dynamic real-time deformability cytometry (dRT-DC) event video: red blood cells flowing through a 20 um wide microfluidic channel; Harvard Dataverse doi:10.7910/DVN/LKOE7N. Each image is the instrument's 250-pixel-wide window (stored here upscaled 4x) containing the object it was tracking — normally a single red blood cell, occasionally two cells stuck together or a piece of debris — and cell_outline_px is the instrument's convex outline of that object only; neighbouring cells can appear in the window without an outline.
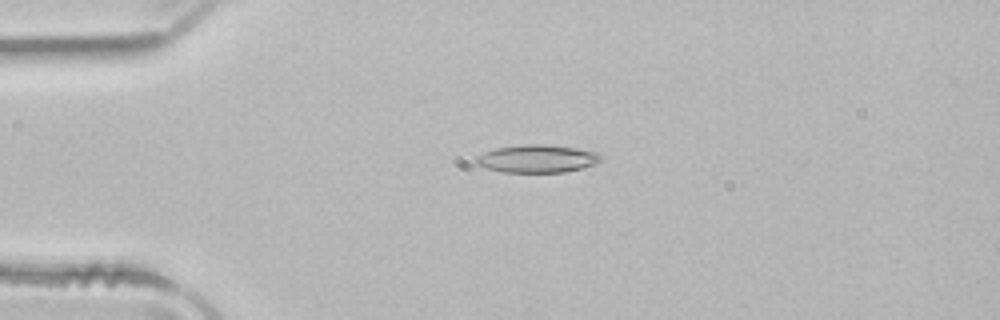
{"species": "common noctule bat (a hibernating species)", "species_latin": "Nyctalus noctula", "temperature_condition": "room temperature", "stored_images_in_passage": 48, "camera_frame_rate_fps": 3000, "um_per_image_px": 0.085, "animal": {"sex": "male", "body_mass_g": 21.5, "forearm_length_mm": 52.0}, "frame": {"image": 1, "passage_image": 9, "time_ms": 2.667, "image_size_px": [1000, 320], "cell_outline_px": [[600, 160], [596, 164], [564, 172], [504, 172], [488, 168], [476, 164], [472, 160], [476, 156], [484, 152], [496, 148], [520, 144], [544, 144], [576, 148], [596, 152], [600, 156]], "centroid_in_image_um": [45.6, 13.48], "position_along_channel_um": 39.4, "area_um2": 20.17}}
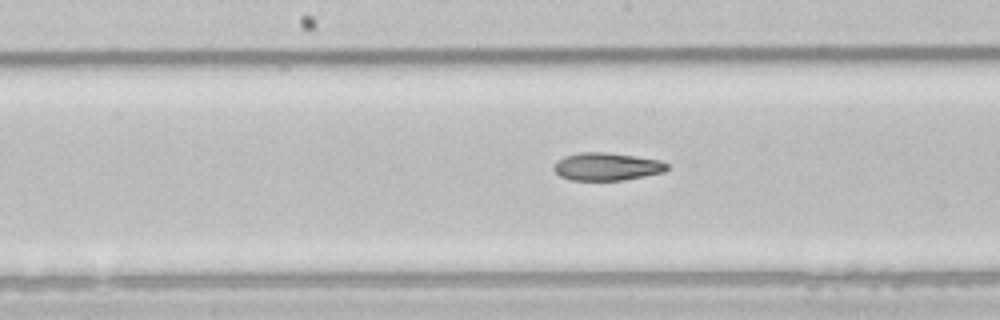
{"frame": {"image": 2, "passage_image": 23, "time_ms": 7.333, "image_size_px": [1000, 320], "cell_outline_px": [[668, 168], [664, 172], [624, 180], [572, 180], [560, 176], [552, 168], [556, 160], [564, 156], [580, 152], [604, 152], [660, 160], [668, 164]], "centroid_in_image_um": [51.54, 14.16], "position_along_channel_um": 196.7, "area_um2": 18.26}}
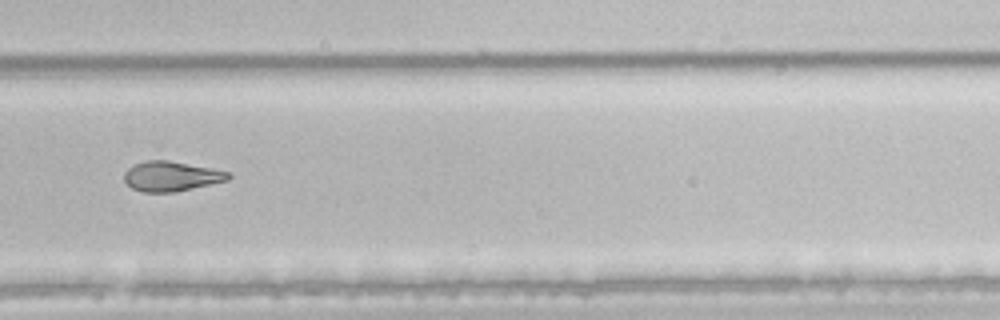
{"frame": {"image": 3, "passage_image": 32, "time_ms": 10.333, "image_size_px": [1000, 320], "cell_outline_px": [[232, 176], [228, 180], [212, 184], [176, 192], [140, 192], [132, 188], [124, 180], [124, 172], [132, 164], [144, 160], [168, 160], [212, 168], [228, 172]], "centroid_in_image_um": [14.53, 14.98], "position_along_channel_um": 315.3, "area_um2": 18.32}, "authors_computed_cell_mechanics": {"area_um2": 20.0566, "velocity_mm_per_s": 3.9783, "shape_relaxation_time_tau1_ms": 8.8751, "shape_relaxation_time_tau2_ms": 5.264, "deformation_change_tau1": 0.2174, "deformation_change_tau2": 0.1456}}